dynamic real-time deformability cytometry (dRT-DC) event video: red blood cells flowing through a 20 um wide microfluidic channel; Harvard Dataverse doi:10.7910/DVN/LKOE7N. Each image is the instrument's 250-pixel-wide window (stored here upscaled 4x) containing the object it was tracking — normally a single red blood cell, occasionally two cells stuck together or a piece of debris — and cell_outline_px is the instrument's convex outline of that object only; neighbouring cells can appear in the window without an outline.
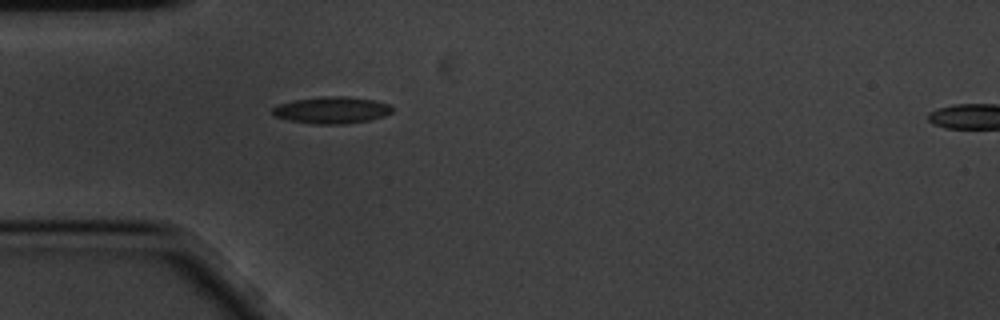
{"species": "common noctule bat (a hibernating species)", "species_latin": "Nyctalus noctula", "temperature_condition": "cold", "stored_images_in_passage": 2, "segment_of_instrument_passage": [1, 2], "camera_frame_rate_fps": 3000, "um_per_image_px": 0.085, "animal": {"sex": "male", "body_mass_g": 20.1, "forearm_length_mm": 53.5}, "frame": {"image": 1, "passage_image": 1, "time_ms": 0.0, "image_size_px": [1000, 320], "cell_outline_px": [[392, 112], [384, 116], [368, 120], [344, 124], [312, 124], [288, 120], [272, 116], [272, 108], [280, 104], [296, 100], [324, 96], [348, 96], [372, 100], [392, 104]], "centroid_in_image_um": [28.2, 9.36], "position_along_channel_um": 56.8, "area_um2": 18.73}}